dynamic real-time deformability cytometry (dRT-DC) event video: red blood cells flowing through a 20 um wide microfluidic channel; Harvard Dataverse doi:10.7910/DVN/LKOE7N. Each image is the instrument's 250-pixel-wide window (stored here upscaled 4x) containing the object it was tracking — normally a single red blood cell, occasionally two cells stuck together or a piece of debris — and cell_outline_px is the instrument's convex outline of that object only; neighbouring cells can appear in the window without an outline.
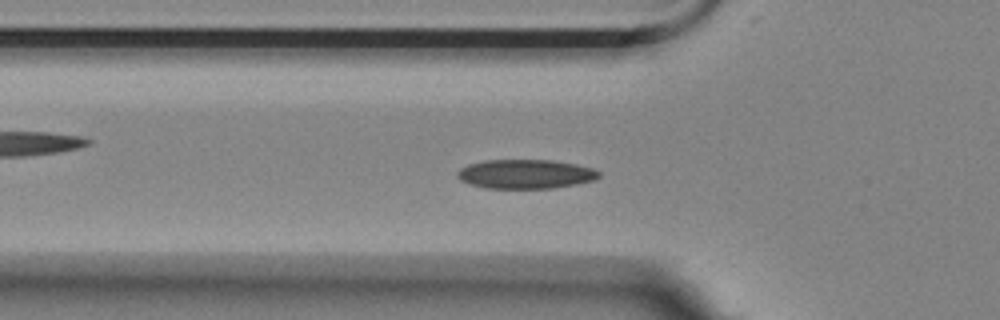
{"species": "Egyptian fruit bat (a non-hibernating species)", "species_latin": "Rousettus aegyptiacus", "temperature_condition": "room temperature", "stored_images_in_passage": 57, "camera_frame_rate_fps": 3000, "um_per_image_px": 0.085, "animal": {"sex": "female"}, "frame": {"image": 1, "passage_image": 18, "time_ms": 5.667, "image_size_px": [1000, 320], "cell_outline_px": [[600, 176], [596, 180], [576, 184], [552, 188], [484, 188], [460, 180], [456, 176], [456, 172], [460, 168], [468, 164], [484, 160], [552, 160], [576, 164], [592, 168], [600, 172]], "centroid_in_image_um": [44.67, 14.79], "position_along_channel_um": 81.1, "area_um2": 24.16}}
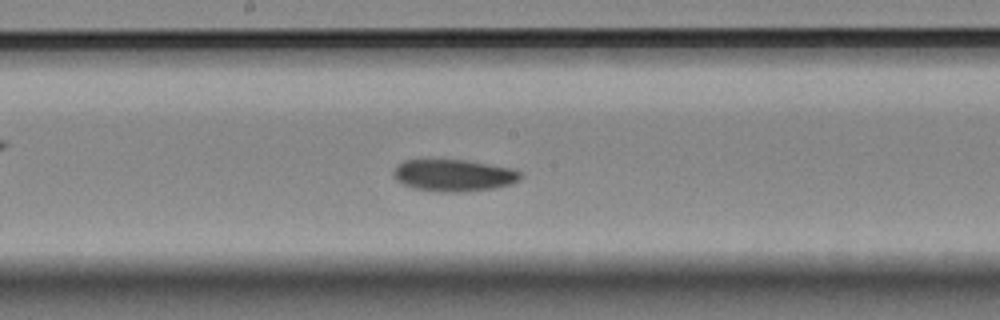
{"frame": {"image": 2, "passage_image": 29, "time_ms": 9.333, "image_size_px": [1000, 320], "cell_outline_px": [[520, 176], [512, 184], [496, 188], [460, 192], [436, 192], [412, 188], [396, 180], [392, 176], [392, 172], [396, 164], [404, 160], [464, 160], [512, 168], [520, 172]], "centroid_in_image_um": [38.5, 14.91], "position_along_channel_um": 209.7, "area_um2": 23.7}}
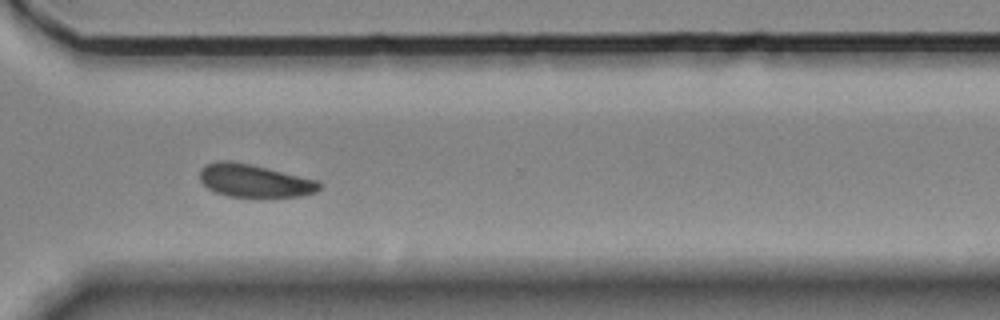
{"frame": {"image": 3, "passage_image": 41, "time_ms": 13.333, "image_size_px": [1000, 320], "cell_outline_px": [[320, 188], [316, 192], [300, 196], [228, 196], [216, 192], [208, 188], [200, 180], [200, 168], [208, 164], [220, 160], [228, 160], [252, 164], [316, 180], [320, 184]], "centroid_in_image_um": [21.59, 15.35], "position_along_channel_um": 349.0, "area_um2": 22.54}, "authors_computed_cell_mechanics": {"area_um2": 23.1778, "velocity_mm_per_s": 3.4839, "shape_relaxation_time_tau1_ms": 3.8709, "shape_relaxation_time_tau2_ms": null, "deformation_change_tau1": 0.0883, "deformation_change_tau2": null}}